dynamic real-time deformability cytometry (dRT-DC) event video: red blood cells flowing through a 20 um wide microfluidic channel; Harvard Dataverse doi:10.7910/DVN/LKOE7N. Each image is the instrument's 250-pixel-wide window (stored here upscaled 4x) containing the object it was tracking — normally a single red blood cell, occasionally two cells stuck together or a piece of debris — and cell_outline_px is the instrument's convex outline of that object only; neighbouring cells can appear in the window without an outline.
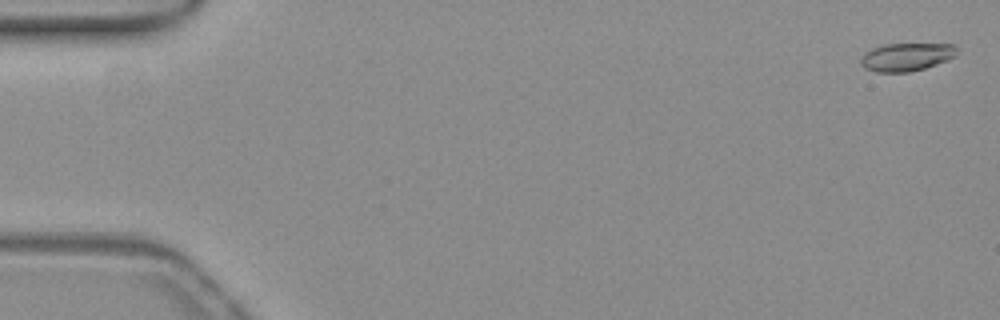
{"species": "common noctule bat (a hibernating species)", "species_latin": "Nyctalus noctula", "temperature_condition": "warm", "stored_images_in_passage": 54, "camera_frame_rate_fps": 3000, "um_per_image_px": 0.085, "animal": {"sex": "female", "body_mass_g": 19.3, "forearm_length_mm": 54.1}, "frame": {"image": 1, "passage_image": 2, "time_ms": 0.333, "image_size_px": [1000, 320], "cell_outline_px": [[956, 56], [936, 64], [924, 68], [908, 72], [876, 72], [864, 68], [860, 64], [860, 60], [864, 52], [872, 48], [884, 44], [952, 44], [956, 48]], "centroid_in_image_um": [76.99, 4.84], "position_along_channel_um": 8.0, "area_um2": 15.66}}
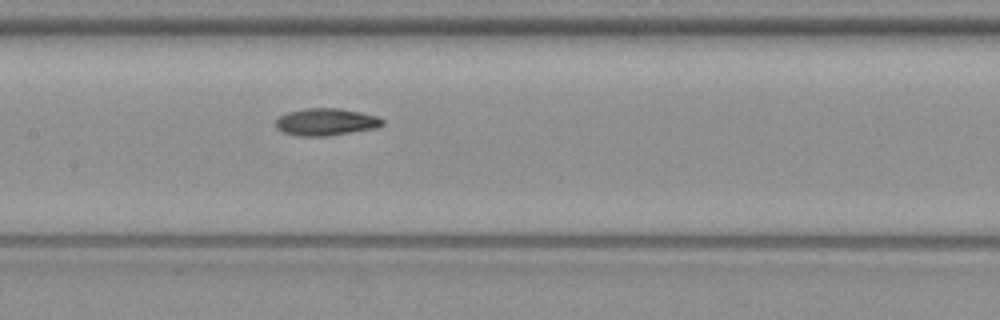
{"frame": {"image": 2, "passage_image": 27, "time_ms": 8.667, "image_size_px": [1000, 320], "cell_outline_px": [[384, 124], [376, 128], [328, 136], [296, 136], [284, 132], [276, 128], [276, 120], [280, 116], [288, 112], [308, 108], [340, 108], [360, 112], [376, 116], [384, 120]], "centroid_in_image_um": [27.71, 10.37], "position_along_channel_um": 179.7, "area_um2": 16.88}}
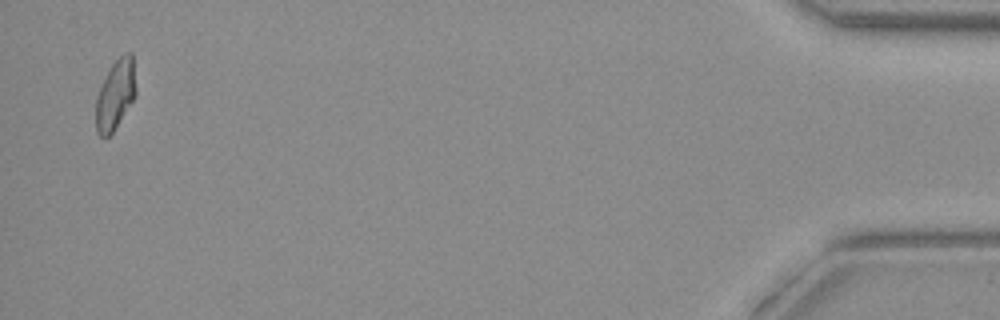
{"frame": {"image": 3, "passage_image": 53, "time_ms": 17.333, "image_size_px": [1000, 320], "cell_outline_px": [[136, 96], [112, 132], [104, 140], [96, 132], [96, 100], [104, 76], [108, 68], [124, 52], [132, 52], [136, 88]], "centroid_in_image_um": [9.81, 8.03], "position_along_channel_um": 425.4, "area_um2": 16.36}, "authors_computed_cell_mechanics": {"area_um2": 16.4152, "velocity_mm_per_s": 3.8852, "shape_relaxation_time_tau1_ms": 5.7372, "shape_relaxation_time_tau2_ms": 5.765, "deformation_change_tau1": 0.179, "deformation_change_tau2": 0.1234}}